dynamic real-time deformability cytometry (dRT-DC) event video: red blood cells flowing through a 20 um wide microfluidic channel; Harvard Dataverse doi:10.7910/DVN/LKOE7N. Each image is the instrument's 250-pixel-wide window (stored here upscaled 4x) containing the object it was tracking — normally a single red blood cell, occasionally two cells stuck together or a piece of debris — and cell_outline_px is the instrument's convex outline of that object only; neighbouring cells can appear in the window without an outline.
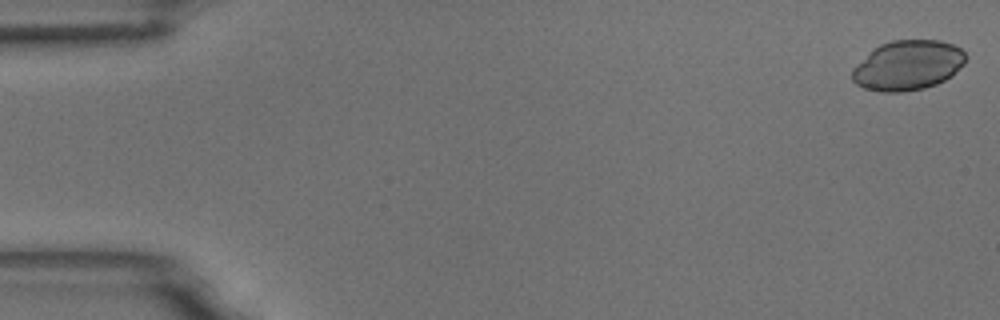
{"species": "common noctule bat (a hibernating species)", "species_latin": "Nyctalus noctula", "temperature_condition": "room temperature", "stored_images_in_passage": 3, "camera_frame_rate_fps": 3000, "um_per_image_px": 0.085, "animal": {"sex": "male", "body_mass_g": 18.8}, "frame": {"image": 1, "passage_image": 1, "time_ms": 0.0, "image_size_px": [1000, 320], "cell_outline_px": [[968, 56], [964, 64], [952, 76], [936, 84], [924, 88], [900, 92], [884, 92], [864, 88], [856, 84], [852, 80], [852, 68], [880, 44], [892, 40], [940, 40], [952, 44], [960, 48]], "centroid_in_image_um": [77.19, 5.55], "position_along_channel_um": 7.8, "area_um2": 32.95}}